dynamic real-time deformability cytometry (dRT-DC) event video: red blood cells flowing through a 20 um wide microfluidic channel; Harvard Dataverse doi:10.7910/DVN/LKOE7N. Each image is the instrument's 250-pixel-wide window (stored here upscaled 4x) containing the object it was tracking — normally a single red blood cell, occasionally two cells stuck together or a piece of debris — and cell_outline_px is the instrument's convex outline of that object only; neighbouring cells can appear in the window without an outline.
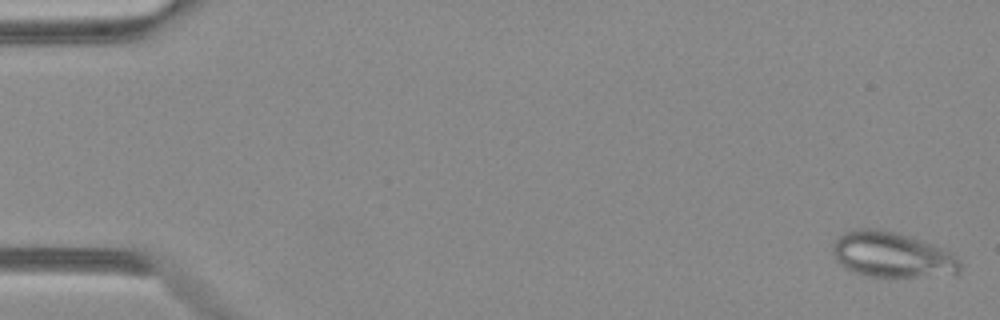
{"species": "Egyptian fruit bat (a non-hibernating species)", "species_latin": "Rousettus aegyptiacus", "temperature_condition": "warm", "stored_images_in_passage": 49, "camera_frame_rate_fps": 3000, "um_per_image_px": 0.085, "animal": {"sex": "female"}, "frame": {"image": 1, "passage_image": 1, "time_ms": 0.0, "image_size_px": [1000, 320], "cell_outline_px": [[960, 272], [916, 276], [864, 276], [852, 272], [844, 268], [836, 260], [832, 248], [832, 244], [844, 232], [860, 228], [880, 228], [896, 232], [944, 248], [956, 256], [960, 260]], "centroid_in_image_um": [75.77, 21.63], "position_along_channel_um": 9.2, "area_um2": 33.47}}
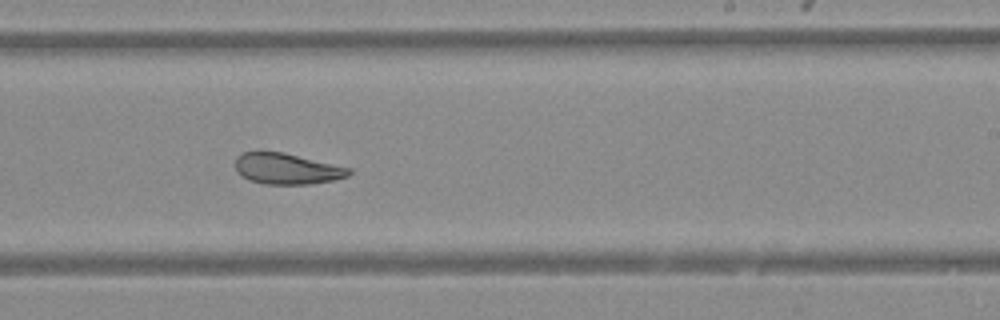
{"frame": {"image": 2, "passage_image": 30, "time_ms": 9.667, "image_size_px": [1000, 320], "cell_outline_px": [[352, 172], [348, 176], [336, 180], [312, 184], [264, 184], [248, 180], [236, 172], [236, 156], [244, 152], [284, 152], [352, 168]], "centroid_in_image_um": [24.42, 14.35], "position_along_channel_um": 264.6, "area_um2": 20.69}}
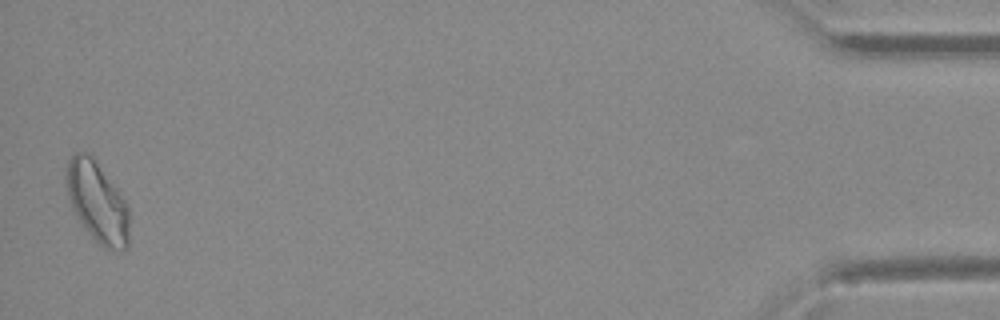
{"frame": {"image": 3, "passage_image": 48, "time_ms": 15.667, "image_size_px": [1000, 320], "cell_outline_px": [[128, 248], [120, 252], [116, 252], [104, 248], [84, 228], [68, 196], [64, 176], [68, 160], [76, 152], [88, 152], [92, 156], [124, 200], [128, 208]], "centroid_in_image_um": [8.26, 17.19], "position_along_channel_um": 426.9, "area_um2": 29.13}}